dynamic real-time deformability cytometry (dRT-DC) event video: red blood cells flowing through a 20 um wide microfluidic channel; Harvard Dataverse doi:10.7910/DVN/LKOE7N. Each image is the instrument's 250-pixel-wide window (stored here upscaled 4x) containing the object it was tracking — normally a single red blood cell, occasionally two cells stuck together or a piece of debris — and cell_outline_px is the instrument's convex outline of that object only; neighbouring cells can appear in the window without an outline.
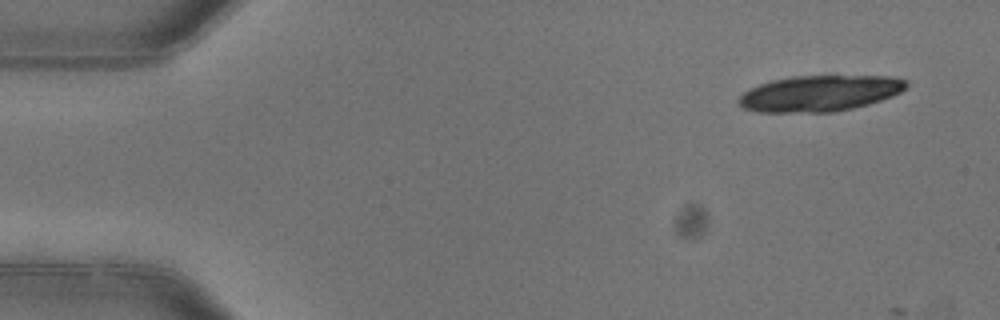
{"species": "common noctule bat (a hibernating species)", "species_latin": "Nyctalus noctula", "temperature_condition": "warm", "stored_images_in_passage": 2, "camera_frame_rate_fps": 3000, "um_per_image_px": 0.085, "animal": {"sex": "female"}, "frame": {"image": 1, "passage_image": 1, "time_ms": 0.0, "image_size_px": [1000, 320], "cell_outline_px": [[908, 84], [900, 92], [892, 96], [868, 104], [852, 108], [832, 112], [756, 112], [744, 108], [736, 100], [744, 92], [760, 84], [772, 80], [792, 76], [896, 76], [908, 80]], "centroid_in_image_um": [69.69, 7.93], "position_along_channel_um": 15.3, "area_um2": 35.08}}